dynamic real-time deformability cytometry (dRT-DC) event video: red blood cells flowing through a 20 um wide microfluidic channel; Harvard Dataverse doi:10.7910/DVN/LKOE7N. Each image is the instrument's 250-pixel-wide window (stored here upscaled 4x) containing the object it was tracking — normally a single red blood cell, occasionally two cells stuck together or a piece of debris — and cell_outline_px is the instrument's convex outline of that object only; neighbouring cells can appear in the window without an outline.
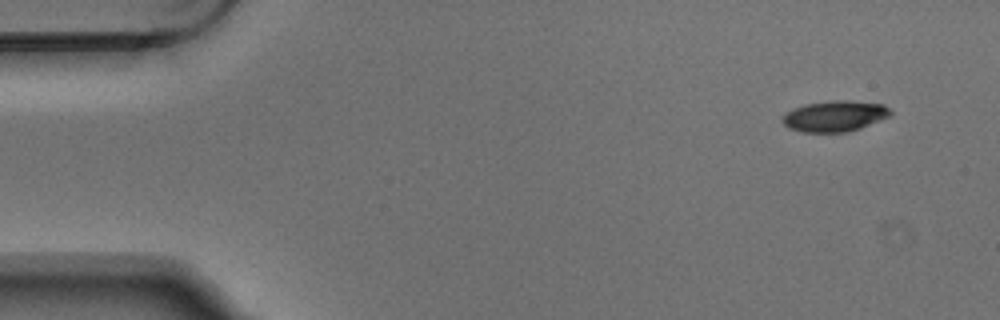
{"species": "Egyptian fruit bat (a non-hibernating species)", "species_latin": "Rousettus aegyptiacus", "temperature_condition": "warm", "stored_images_in_passage": 4, "camera_frame_rate_fps": 3000, "um_per_image_px": 0.085, "animal": {"sex": "male"}, "frame": {"image": 1, "passage_image": 1, "time_ms": 0.0, "image_size_px": [1000, 320], "cell_outline_px": [[892, 116], [860, 128], [848, 132], [800, 132], [788, 128], [780, 120], [792, 108], [804, 104], [836, 100], [844, 100], [884, 104], [892, 112]], "centroid_in_image_um": [70.96, 9.87], "position_along_channel_um": 14.0, "area_um2": 19.54}}
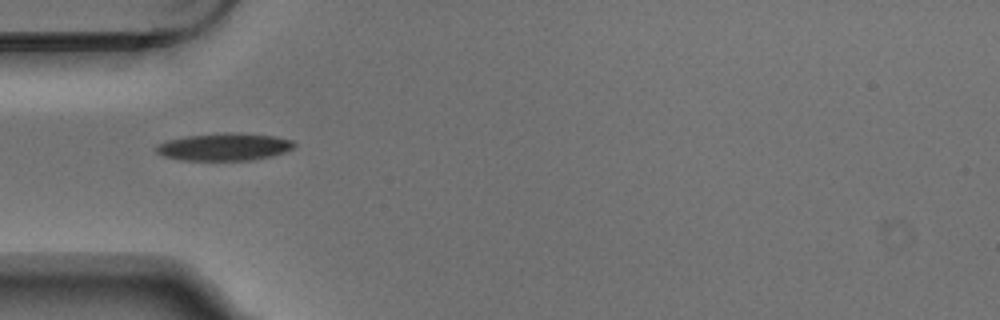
{"frame": {"image": 2, "passage_image": 4, "time_ms": 1.0, "image_size_px": [1000, 320], "cell_outline_px": [[296, 144], [292, 148], [284, 152], [272, 156], [252, 160], [180, 160], [164, 156], [156, 152], [156, 148], [160, 144], [168, 140], [188, 136], [224, 132], [228, 132], [272, 136], [292, 140]], "centroid_in_image_um": [19.07, 12.49], "position_along_channel_um": 65.9, "area_um2": 21.79}}